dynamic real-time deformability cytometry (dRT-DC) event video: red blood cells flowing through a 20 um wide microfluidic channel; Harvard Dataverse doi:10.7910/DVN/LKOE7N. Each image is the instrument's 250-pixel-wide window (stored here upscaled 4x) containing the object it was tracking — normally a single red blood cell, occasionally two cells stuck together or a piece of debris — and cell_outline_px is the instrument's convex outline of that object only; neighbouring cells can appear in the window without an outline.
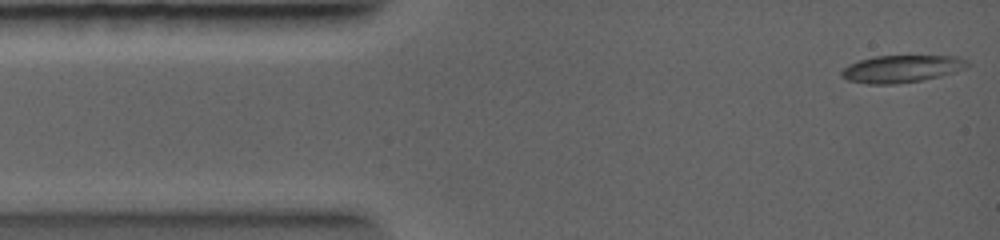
{"species": "common noctule bat (a hibernating species)", "species_latin": "Nyctalus noctula", "temperature_condition": "warm", "stored_images_in_passage": 16, "camera_frame_rate_fps": 5000, "um_per_image_px": 0.085, "animal": {"sex": "female", "body_mass_g": 19.0, "forearm_length_mm": 56.7}, "frame": {"image": 1, "passage_image": 1, "time_ms": 0.0, "image_size_px": [1000, 240], "cell_outline_px": [[972, 64], [964, 68], [940, 76], [920, 80], [896, 84], [868, 84], [848, 80], [840, 76], [840, 72], [848, 64], [872, 56], [960, 56]], "centroid_in_image_um": [76.61, 5.84], "position_along_channel_um": 8.4, "area_um2": 20.0}}
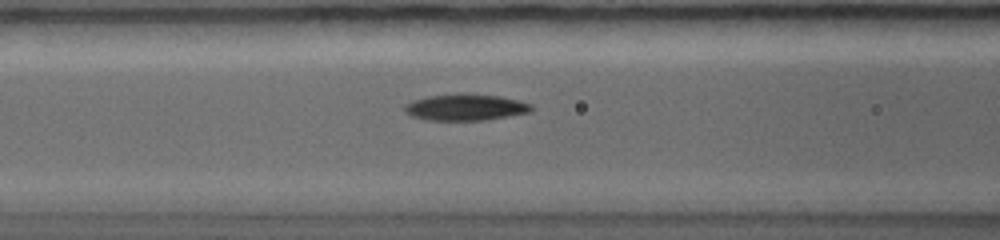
{"frame": {"image": 2, "passage_image": 7, "time_ms": 3.8, "image_size_px": [1000, 240], "cell_outline_px": [[532, 108], [528, 112], [508, 116], [484, 120], [424, 120], [408, 116], [404, 112], [404, 104], [428, 96], [500, 96], [532, 104]], "centroid_in_image_um": [39.5, 9.17], "position_along_channel_um": 127.1, "area_um2": 18.67}}
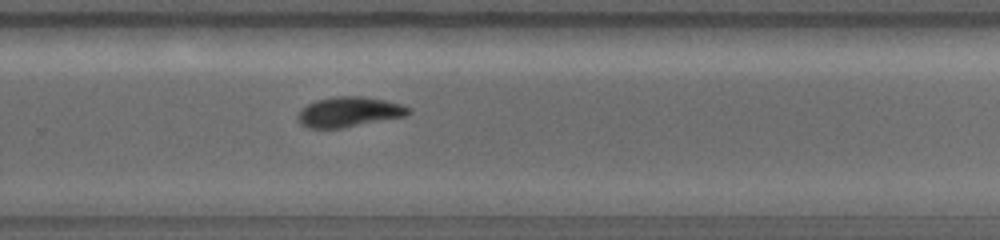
{"frame": {"image": 3, "passage_image": 13, "time_ms": 7.2, "image_size_px": [1000, 240], "cell_outline_px": [[412, 112], [404, 116], [340, 128], [308, 128], [300, 124], [300, 112], [308, 104], [316, 100], [336, 96], [360, 96], [384, 100], [400, 104], [412, 108]], "centroid_in_image_um": [29.7, 9.51], "position_along_channel_um": 300.1, "area_um2": 18.96}}